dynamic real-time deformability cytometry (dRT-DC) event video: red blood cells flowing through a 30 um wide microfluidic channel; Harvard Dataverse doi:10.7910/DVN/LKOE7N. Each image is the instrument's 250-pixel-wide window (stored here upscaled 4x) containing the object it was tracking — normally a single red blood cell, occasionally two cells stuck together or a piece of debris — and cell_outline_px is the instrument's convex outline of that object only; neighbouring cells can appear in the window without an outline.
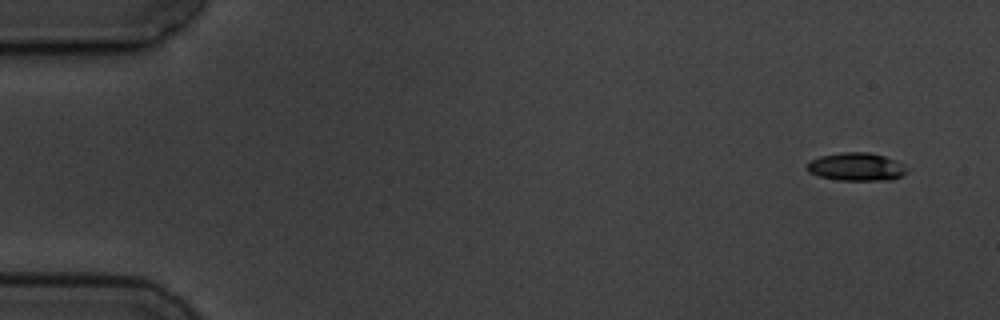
{"species": "common noctule bat (a hibernating species)", "species_latin": "Nyctalus noctula", "temperature_condition": "cold", "stored_images_in_passage": 5, "camera_frame_rate_fps": 3000, "um_per_image_px": 0.085, "animal": {"sex": "male", "body_mass_g": 19.5, "forearm_length_mm": 54.6}, "frame": {"image": 1, "passage_image": 1, "time_ms": 0.0, "image_size_px": [1000, 320], "cell_outline_px": [[908, 172], [892, 180], [836, 180], [820, 176], [808, 172], [804, 164], [820, 156], [840, 152], [868, 152], [884, 156], [908, 168]], "centroid_in_image_um": [72.74, 14.18], "position_along_channel_um": 12.3, "area_um2": 16.3}}
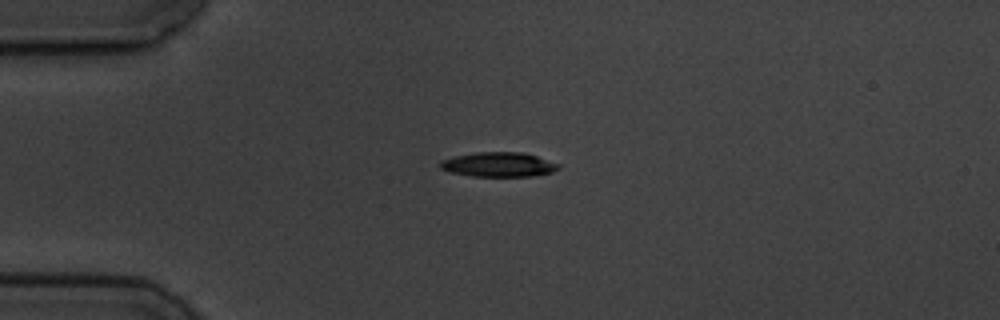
{"frame": {"image": 2, "passage_image": 4, "time_ms": 3.667, "image_size_px": [1000, 320], "cell_outline_px": [[560, 168], [552, 172], [532, 176], [472, 176], [448, 172], [440, 168], [440, 160], [452, 156], [476, 152], [524, 152], [560, 164]], "centroid_in_image_um": [42.35, 13.98], "position_along_channel_um": 42.7, "area_um2": 17.05}}